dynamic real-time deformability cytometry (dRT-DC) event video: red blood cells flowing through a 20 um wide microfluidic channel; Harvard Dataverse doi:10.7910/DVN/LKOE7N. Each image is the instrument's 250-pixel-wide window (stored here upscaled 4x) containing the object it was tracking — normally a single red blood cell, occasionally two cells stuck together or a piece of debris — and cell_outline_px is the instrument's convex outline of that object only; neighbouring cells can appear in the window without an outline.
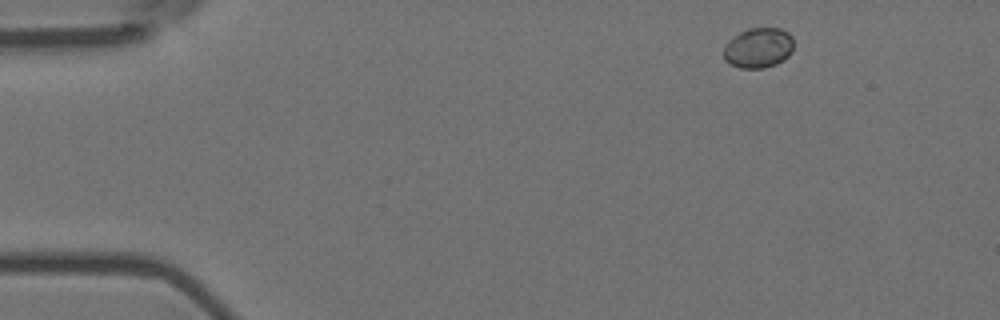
{"species": "Egyptian fruit bat (a non-hibernating species)", "species_latin": "Rousettus aegyptiacus", "temperature_condition": "room temperature", "stored_images_in_passage": 4, "camera_frame_rate_fps": 3000, "um_per_image_px": 0.085, "animal": {"sex": "female"}, "frame": {"image": 1, "passage_image": 1, "time_ms": 0.0, "image_size_px": [1000, 320], "cell_outline_px": [[792, 52], [784, 60], [776, 64], [764, 68], [740, 68], [728, 64], [724, 60], [724, 44], [728, 40], [740, 32], [748, 28], [780, 28], [788, 32], [792, 36]], "centroid_in_image_um": [64.44, 4.07], "position_along_channel_um": 20.6, "area_um2": 16.59}}
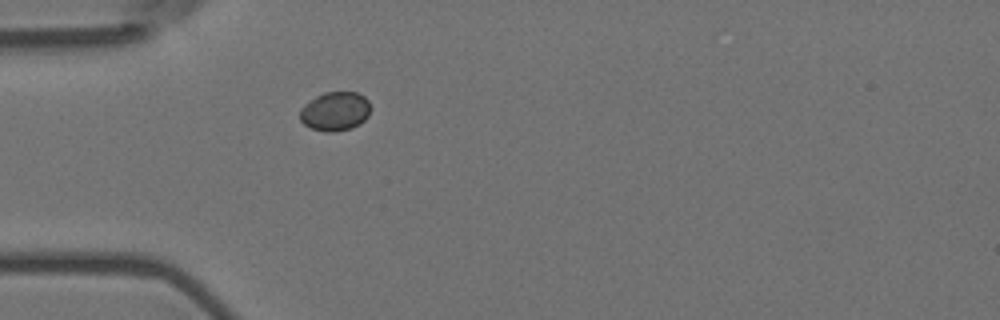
{"frame": {"image": 2, "passage_image": 4, "time_ms": 1.0, "image_size_px": [1000, 320], "cell_outline_px": [[372, 108], [368, 116], [360, 124], [352, 128], [332, 132], [324, 132], [312, 128], [304, 124], [300, 120], [300, 108], [304, 104], [316, 96], [324, 92], [356, 92], [364, 96], [368, 100]], "centroid_in_image_um": [28.5, 9.46], "position_along_channel_um": 56.5, "area_um2": 16.24}}